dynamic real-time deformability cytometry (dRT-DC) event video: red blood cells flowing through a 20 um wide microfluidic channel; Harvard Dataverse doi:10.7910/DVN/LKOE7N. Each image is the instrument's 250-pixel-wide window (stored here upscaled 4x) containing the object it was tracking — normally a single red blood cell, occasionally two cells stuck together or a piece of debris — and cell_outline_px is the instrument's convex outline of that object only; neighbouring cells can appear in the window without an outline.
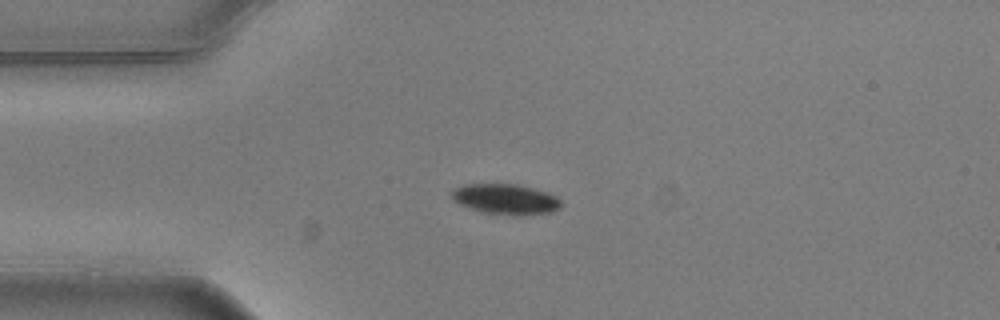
{"species": "common noctule bat (a hibernating species)", "species_latin": "Nyctalus noctula", "temperature_condition": "warm", "stored_images_in_passage": 13, "camera_frame_rate_fps": 3000, "um_per_image_px": 0.085, "animal": {"sex": "male", "body_mass_g": 20.5, "forearm_length_mm": 52.5}, "frame": {"image": 1, "passage_image": 3, "time_ms": 0.667, "image_size_px": [1000, 320], "cell_outline_px": [[564, 204], [560, 208], [552, 212], [524, 216], [512, 216], [480, 212], [468, 208], [452, 200], [452, 188], [464, 184], [516, 184], [532, 188], [556, 196]], "centroid_in_image_um": [42.97, 16.95], "position_along_channel_um": 42.0, "area_um2": 19.77}}
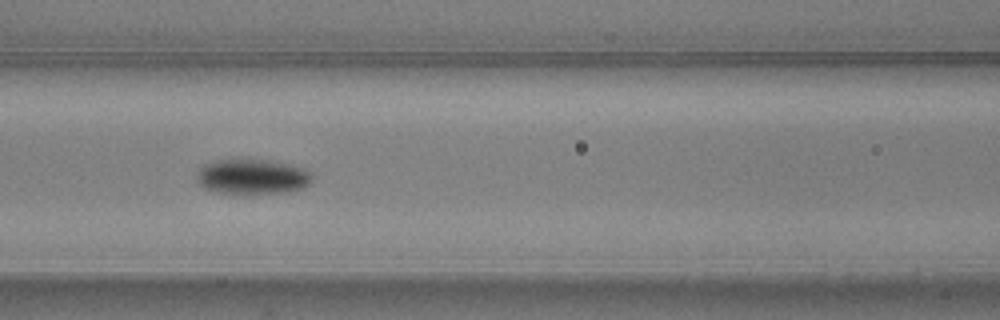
{"frame": {"image": 2, "passage_image": 6, "time_ms": 1.667, "image_size_px": [1000, 320], "cell_outline_px": [[312, 180], [308, 184], [300, 188], [288, 192], [252, 196], [240, 196], [212, 192], [204, 188], [196, 180], [196, 172], [204, 164], [216, 160], [268, 160], [288, 164], [304, 168], [312, 176]], "centroid_in_image_um": [21.38, 15.07], "position_along_channel_um": 145.2, "area_um2": 24.39}}
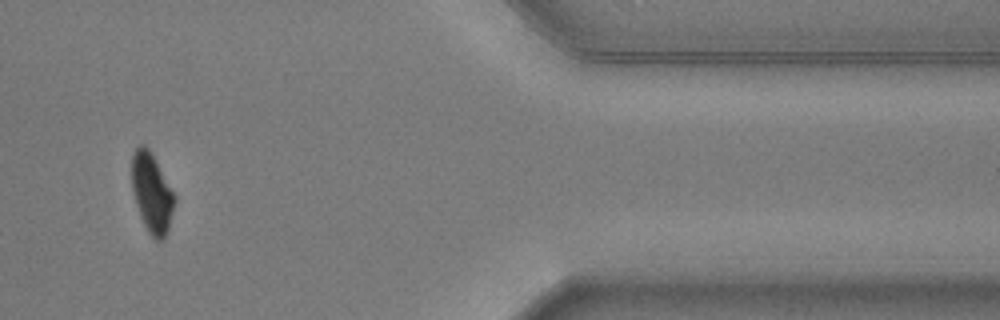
{"frame": {"image": 3, "passage_image": 12, "time_ms": 3.667, "image_size_px": [1000, 320], "cell_outline_px": [[176, 200], [168, 232], [160, 240], [156, 240], [148, 232], [140, 216], [132, 192], [132, 152], [140, 144], [144, 144], [148, 148], [176, 196]], "centroid_in_image_um": [12.91, 16.41], "position_along_channel_um": 398.5, "area_um2": 19.71}}